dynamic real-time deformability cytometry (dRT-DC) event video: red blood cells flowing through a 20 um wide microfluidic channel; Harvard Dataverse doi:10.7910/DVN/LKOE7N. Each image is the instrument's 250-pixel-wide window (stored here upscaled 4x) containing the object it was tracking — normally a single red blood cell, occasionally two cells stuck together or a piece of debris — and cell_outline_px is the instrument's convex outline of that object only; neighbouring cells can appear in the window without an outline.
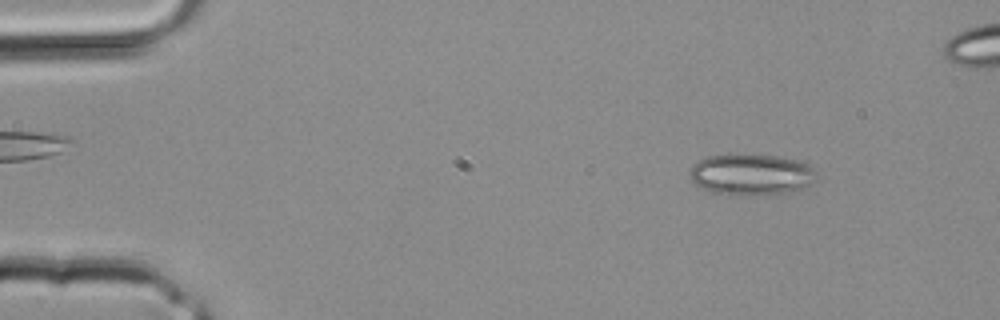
{"species": "common noctule bat (a hibernating species)", "species_latin": "Nyctalus noctula", "temperature_condition": "room temperature", "stored_images_in_passage": 33, "camera_frame_rate_fps": 3000, "um_per_image_px": 0.085, "animal": {"sex": "male", "body_mass_g": 20.4}, "frame": {"image": 1, "passage_image": 4, "time_ms": 1.0, "image_size_px": [1000, 320], "cell_outline_px": [[816, 180], [812, 184], [792, 192], [748, 196], [728, 196], [712, 192], [700, 188], [688, 176], [688, 172], [692, 164], [708, 156], [776, 156], [800, 160], [808, 164], [812, 168]], "centroid_in_image_um": [63.83, 14.88], "position_along_channel_um": 21.2, "area_um2": 30.52}}
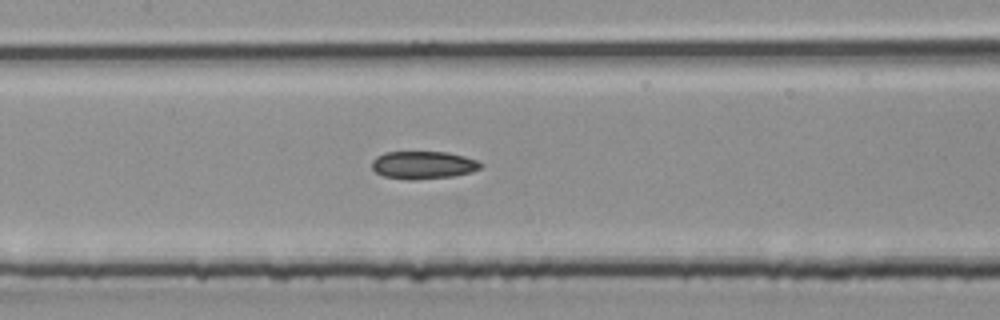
{"frame": {"image": 2, "passage_image": 16, "time_ms": 5.0, "image_size_px": [1000, 320], "cell_outline_px": [[484, 164], [480, 168], [472, 172], [452, 176], [412, 180], [384, 176], [376, 172], [372, 168], [372, 160], [376, 156], [384, 152], [448, 152], [464, 156], [476, 160]], "centroid_in_image_um": [35.97, 14.02], "position_along_channel_um": 171.4, "area_um2": 17.57}}
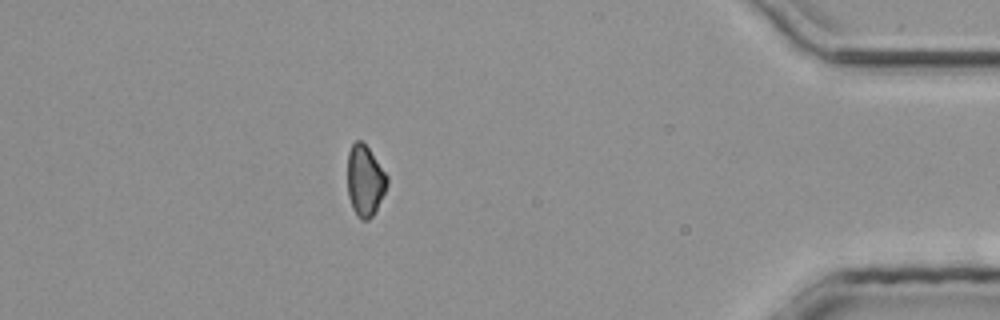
{"frame": {"image": 3, "passage_image": 30, "time_ms": 9.667, "image_size_px": [1000, 320], "cell_outline_px": [[388, 184], [376, 212], [368, 220], [360, 220], [356, 216], [352, 208], [348, 196], [348, 152], [352, 144], [356, 140], [360, 140], [368, 148], [388, 176]], "centroid_in_image_um": [31.02, 15.4], "position_along_channel_um": 404.2, "area_um2": 16.47}}